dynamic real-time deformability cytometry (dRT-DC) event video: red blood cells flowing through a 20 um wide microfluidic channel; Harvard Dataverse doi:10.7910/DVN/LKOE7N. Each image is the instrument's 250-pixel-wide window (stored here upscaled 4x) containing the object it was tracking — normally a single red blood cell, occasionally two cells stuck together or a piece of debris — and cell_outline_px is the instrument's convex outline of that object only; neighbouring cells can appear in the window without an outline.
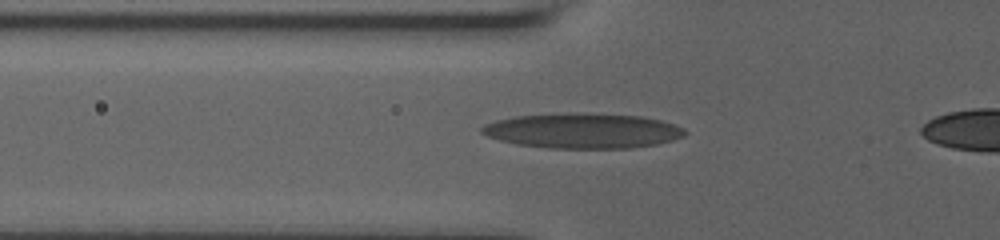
{"species": "human", "species_latin": "Homo sapiens", "temperature_condition": "room temperature", "stored_images_in_passage": 44, "camera_frame_rate_fps": 3000, "um_per_image_px": 0.085, "donor": {"sex": "male"}, "frame": {"image": 1, "passage_image": 13, "time_ms": 4.0, "image_size_px": [1000, 240], "cell_outline_px": [[688, 132], [684, 136], [672, 140], [656, 144], [628, 148], [548, 148], [516, 144], [500, 140], [488, 136], [480, 132], [480, 128], [484, 124], [496, 120], [516, 116], [568, 112], [584, 112], [640, 116], [660, 120], [684, 128]], "centroid_in_image_um": [49.51, 11.1], "position_along_channel_um": 76.3, "area_um2": 41.73}}
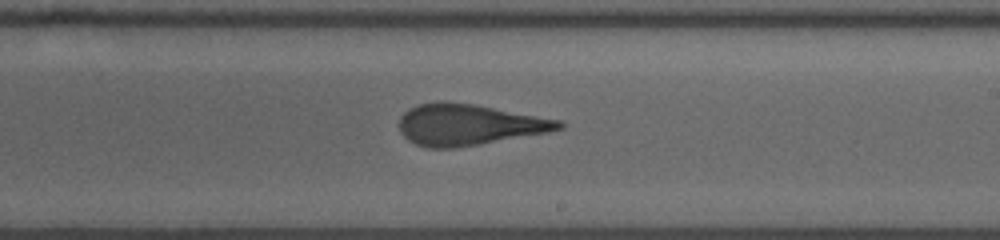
{"frame": {"image": 2, "passage_image": 27, "time_ms": 8.667, "image_size_px": [1000, 240], "cell_outline_px": [[564, 128], [548, 132], [480, 144], [452, 148], [428, 148], [416, 144], [408, 140], [400, 132], [400, 116], [404, 112], [420, 104], [444, 100], [472, 104], [560, 120], [564, 124]], "centroid_in_image_um": [39.82, 10.6], "position_along_channel_um": 249.2, "area_um2": 37.92}}
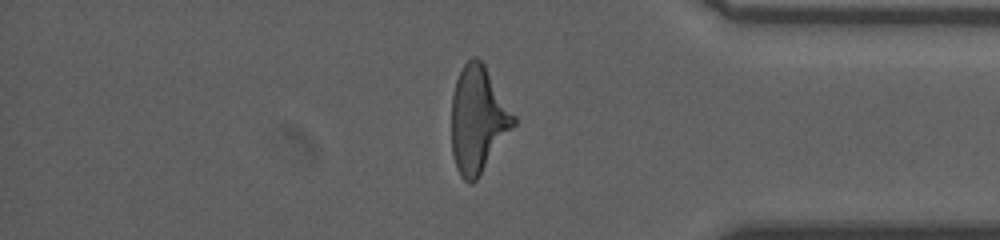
{"frame": {"image": 3, "passage_image": 40, "time_ms": 13.0, "image_size_px": [1000, 240], "cell_outline_px": [[516, 124], [480, 176], [472, 184], [468, 184], [460, 176], [456, 168], [452, 152], [452, 96], [456, 80], [464, 64], [472, 56], [476, 56], [484, 64], [516, 116]], "centroid_in_image_um": [40.63, 10.19], "position_along_channel_um": 394.6, "area_um2": 38.67}}